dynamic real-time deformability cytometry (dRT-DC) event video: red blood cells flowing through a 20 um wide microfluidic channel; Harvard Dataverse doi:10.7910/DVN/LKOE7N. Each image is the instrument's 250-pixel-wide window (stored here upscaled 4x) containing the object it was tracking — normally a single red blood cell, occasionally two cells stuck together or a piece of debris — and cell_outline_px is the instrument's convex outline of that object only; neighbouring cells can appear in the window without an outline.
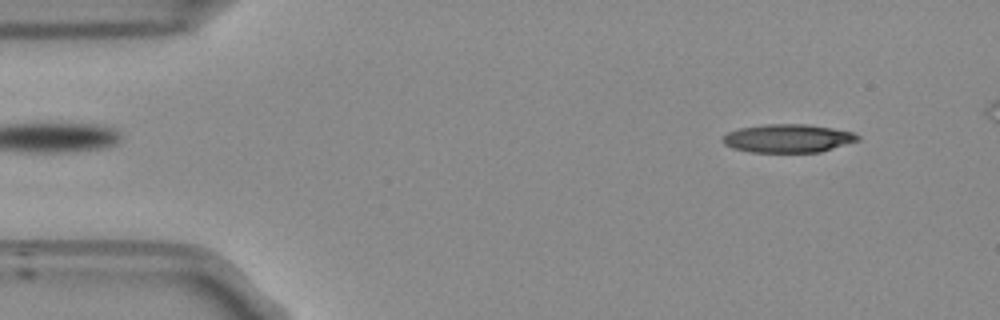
{"species": "Egyptian fruit bat (a non-hibernating species)", "species_latin": "Rousettus aegyptiacus", "temperature_condition": "room temperature", "stored_images_in_passage": 51, "camera_frame_rate_fps": 3000, "um_per_image_px": 0.085, "frame": {"image": 1, "passage_image": 4, "time_ms": 1.0, "image_size_px": [1000, 320], "cell_outline_px": [[860, 140], [820, 152], [752, 152], [732, 148], [724, 144], [720, 140], [728, 132], [740, 128], [768, 124], [804, 124], [832, 128], [852, 132], [860, 136]], "centroid_in_image_um": [66.97, 11.76], "position_along_channel_um": 18.0, "area_um2": 22.2}}
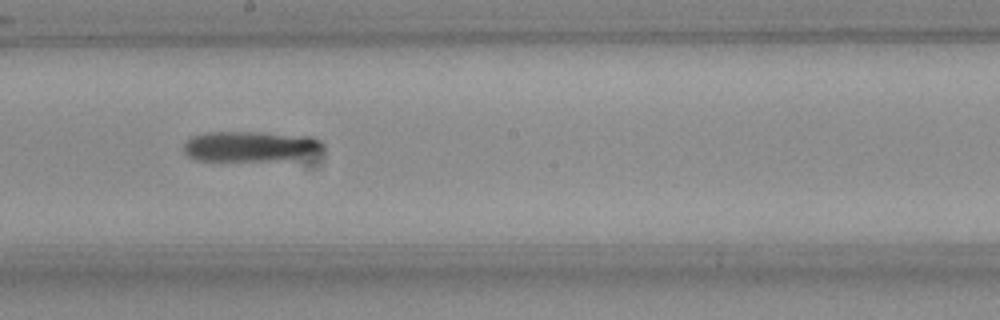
{"frame": {"image": 2, "passage_image": 27, "time_ms": 8.667, "image_size_px": [1000, 320], "cell_outline_px": [[324, 148], [320, 152], [280, 160], [196, 160], [188, 156], [184, 152], [184, 144], [192, 136], [204, 132], [264, 132], [308, 136], [320, 140], [324, 144]], "centroid_in_image_um": [21.25, 12.42], "position_along_channel_um": 226.9, "area_um2": 24.51}}
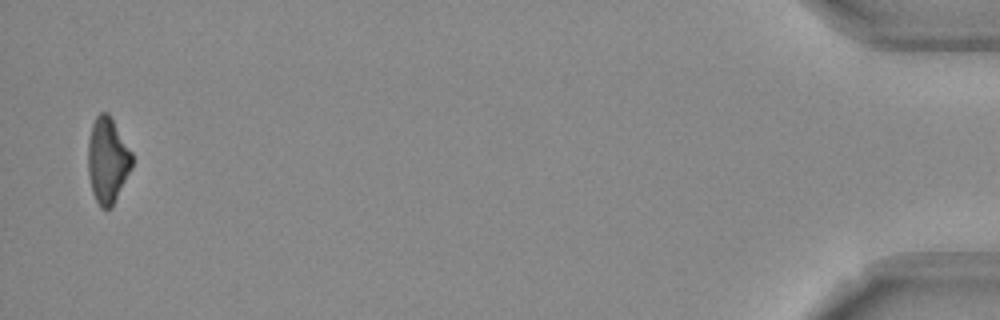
{"frame": {"image": 3, "passage_image": 50, "time_ms": 16.333, "image_size_px": [1000, 320], "cell_outline_px": [[132, 168], [112, 208], [100, 208], [92, 192], [88, 172], [88, 140], [92, 124], [96, 116], [100, 112], [108, 112], [132, 152]], "centroid_in_image_um": [9.14, 13.63], "position_along_channel_um": 426.1, "area_um2": 22.08}}